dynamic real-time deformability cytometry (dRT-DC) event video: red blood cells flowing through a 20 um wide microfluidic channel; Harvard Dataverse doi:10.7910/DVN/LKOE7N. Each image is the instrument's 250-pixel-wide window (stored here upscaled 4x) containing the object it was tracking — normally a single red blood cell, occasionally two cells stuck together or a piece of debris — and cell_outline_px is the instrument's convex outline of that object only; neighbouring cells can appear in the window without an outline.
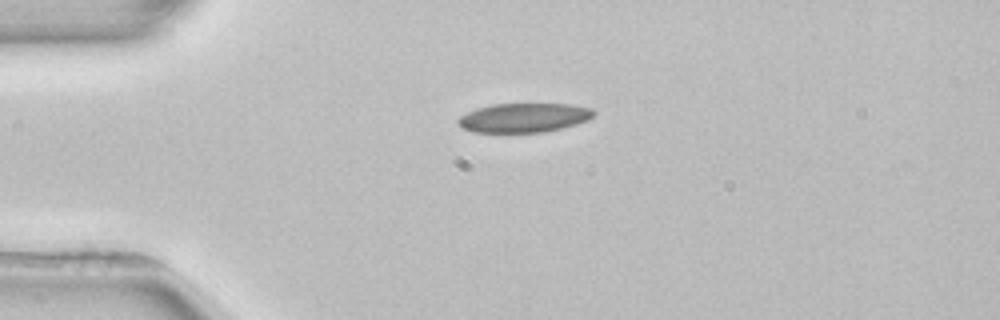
{"species": "common noctule bat (a hibernating species)", "species_latin": "Nyctalus noctula", "temperature_condition": "room temperature", "stored_images_in_passage": 3, "camera_frame_rate_fps": 3000, "um_per_image_px": 0.085, "animal": {"sex": "female", "body_mass_g": 22.7, "forearm_length_mm": 54.2}, "frame": {"image": 1, "passage_image": 1, "time_ms": 0.0, "image_size_px": [1000, 320], "cell_outline_px": [[596, 112], [588, 120], [576, 124], [544, 132], [472, 132], [464, 128], [456, 120], [460, 116], [476, 108], [492, 104], [572, 104], [592, 108]], "centroid_in_image_um": [44.54, 10.0], "position_along_channel_um": 40.5, "area_um2": 23.0}}